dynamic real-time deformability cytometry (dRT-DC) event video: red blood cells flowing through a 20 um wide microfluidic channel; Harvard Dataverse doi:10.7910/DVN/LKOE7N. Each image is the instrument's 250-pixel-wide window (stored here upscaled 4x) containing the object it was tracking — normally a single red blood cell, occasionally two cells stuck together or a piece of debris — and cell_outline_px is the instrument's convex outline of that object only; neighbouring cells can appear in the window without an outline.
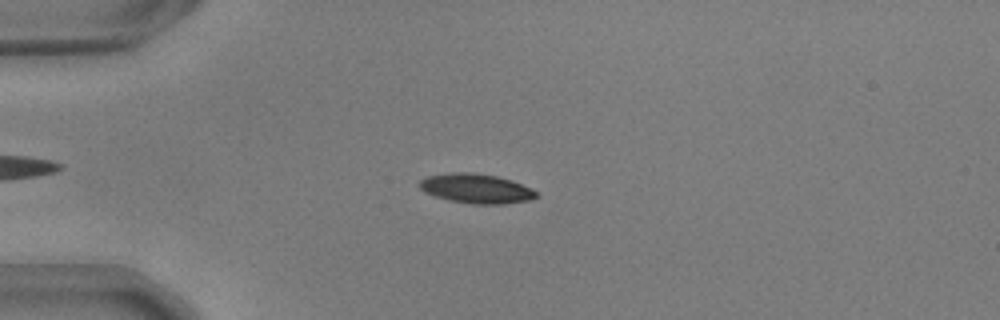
{"species": "common noctule bat (a hibernating species)", "species_latin": "Nyctalus noctula", "temperature_condition": "warm", "stored_images_in_passage": 55, "camera_frame_rate_fps": 3000, "um_per_image_px": 0.085, "animal": {"sex": "male", "body_mass_g": 17.9, "forearm_length_mm": 54.2}, "frame": {"image": 1, "passage_image": 14, "time_ms": 4.333, "image_size_px": [1000, 320], "cell_outline_px": [[536, 196], [532, 200], [504, 204], [472, 204], [452, 200], [436, 196], [424, 192], [420, 188], [420, 180], [428, 176], [448, 172], [472, 172], [496, 176], [512, 180], [532, 188], [536, 192]], "centroid_in_image_um": [40.5, 16.02], "position_along_channel_um": 44.5, "area_um2": 20.06}}
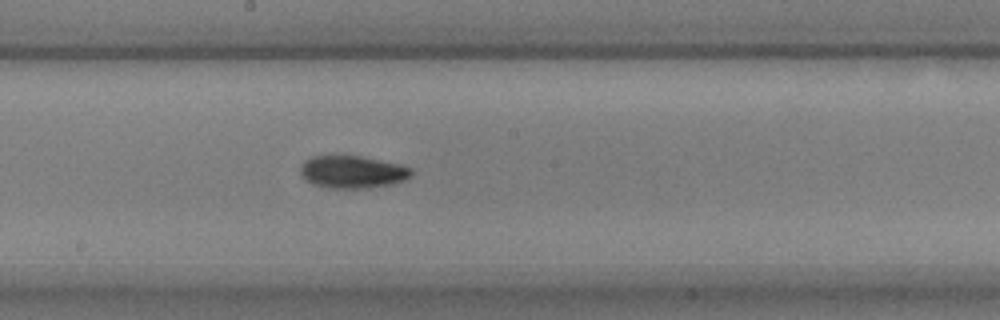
{"frame": {"image": 2, "passage_image": 30, "time_ms": 9.667, "image_size_px": [1000, 320], "cell_outline_px": [[412, 176], [404, 180], [392, 184], [364, 188], [328, 188], [312, 184], [304, 180], [300, 176], [300, 164], [304, 160], [312, 156], [360, 156], [400, 164], [412, 168]], "centroid_in_image_um": [29.92, 14.62], "position_along_channel_um": 218.3, "area_um2": 21.21}}
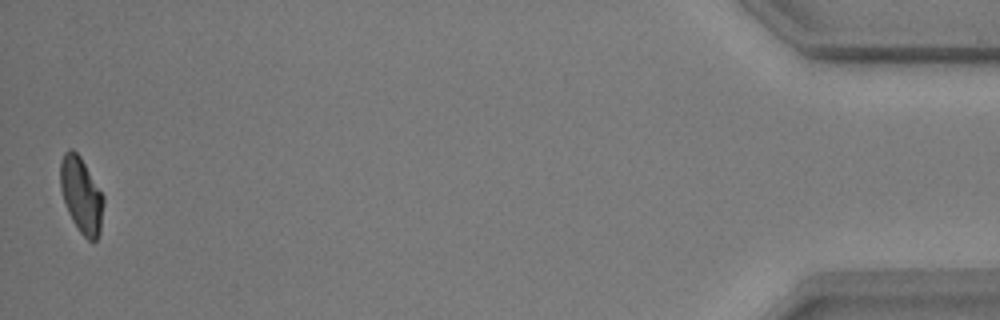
{"frame": {"image": 3, "passage_image": 54, "time_ms": 17.667, "image_size_px": [1000, 320], "cell_outline_px": [[104, 204], [100, 232], [96, 240], [88, 240], [80, 232], [72, 220], [68, 212], [60, 188], [60, 164], [64, 152], [68, 148], [72, 148], [80, 156], [104, 196]], "centroid_in_image_um": [6.91, 16.57], "position_along_channel_um": 428.3, "area_um2": 19.02}, "authors_computed_cell_mechanics": {"area_um2": 19.941, "velocity_mm_per_s": 3.6992, "shape_relaxation_time_tau1_ms": 5.7048, "shape_relaxation_time_tau2_ms": 4.1851, "deformation_change_tau1": 0.1707, "deformation_change_tau2": 0.0905}}